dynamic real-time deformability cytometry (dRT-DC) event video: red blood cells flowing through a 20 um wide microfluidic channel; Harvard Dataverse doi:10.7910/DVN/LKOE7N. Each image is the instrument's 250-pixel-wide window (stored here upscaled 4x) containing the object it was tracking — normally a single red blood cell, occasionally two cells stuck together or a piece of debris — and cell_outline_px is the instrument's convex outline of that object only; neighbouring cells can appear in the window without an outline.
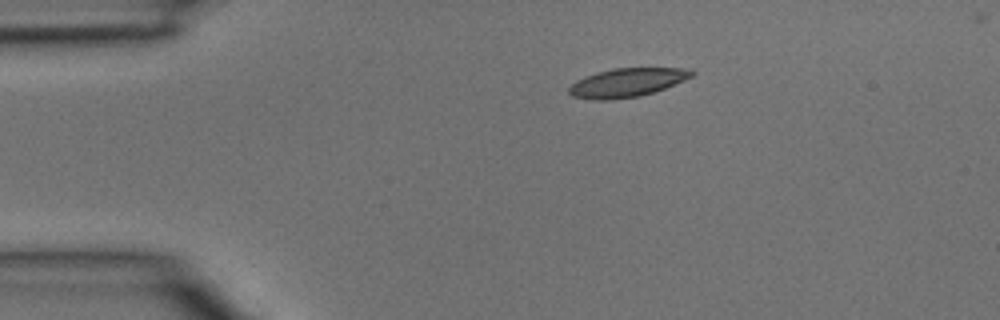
{"species": "common noctule bat (a hibernating species)", "species_latin": "Nyctalus noctula", "temperature_condition": "room temperature", "stored_images_in_passage": 4, "camera_frame_rate_fps": 3000, "um_per_image_px": 0.085, "animal": {"sex": "male", "body_mass_g": 15.6}, "frame": {"image": 1, "passage_image": 4, "time_ms": 1.0, "image_size_px": [1000, 320], "cell_outline_px": [[696, 72], [692, 76], [684, 80], [664, 88], [640, 96], [604, 100], [596, 100], [572, 96], [568, 92], [568, 88], [576, 80], [584, 76], [596, 72], [616, 68], [692, 68]], "centroid_in_image_um": [53.29, 7.01], "position_along_channel_um": 31.7, "area_um2": 20.46}}